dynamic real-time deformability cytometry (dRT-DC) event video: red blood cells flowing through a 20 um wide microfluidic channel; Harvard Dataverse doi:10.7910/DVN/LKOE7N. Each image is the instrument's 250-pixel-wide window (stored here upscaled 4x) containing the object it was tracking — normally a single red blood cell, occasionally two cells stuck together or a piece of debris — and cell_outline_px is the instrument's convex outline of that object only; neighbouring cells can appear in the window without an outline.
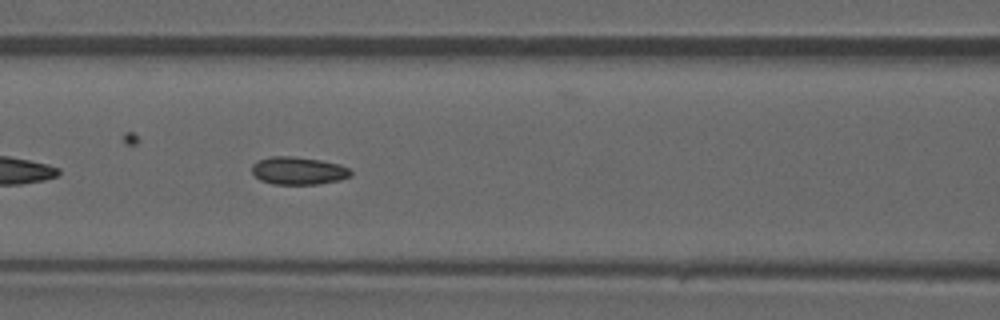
{"species": "common noctule bat (a hibernating species)", "species_latin": "Nyctalus noctula", "temperature_condition": "warm", "stored_images_in_passage": 40, "camera_frame_rate_fps": 3000, "um_per_image_px": 0.085, "animal": {"sex": "male", "forearm_length_mm": 52.5}, "frame": {"image": 1, "passage_image": 24, "time_ms": 7.667, "image_size_px": [1000, 320], "cell_outline_px": [[352, 176], [340, 180], [316, 184], [272, 184], [260, 180], [252, 172], [252, 164], [256, 160], [272, 156], [292, 156], [320, 160], [340, 164], [348, 168], [352, 172]], "centroid_in_image_um": [25.35, 14.51], "position_along_channel_um": 141.2, "area_um2": 16.07}}